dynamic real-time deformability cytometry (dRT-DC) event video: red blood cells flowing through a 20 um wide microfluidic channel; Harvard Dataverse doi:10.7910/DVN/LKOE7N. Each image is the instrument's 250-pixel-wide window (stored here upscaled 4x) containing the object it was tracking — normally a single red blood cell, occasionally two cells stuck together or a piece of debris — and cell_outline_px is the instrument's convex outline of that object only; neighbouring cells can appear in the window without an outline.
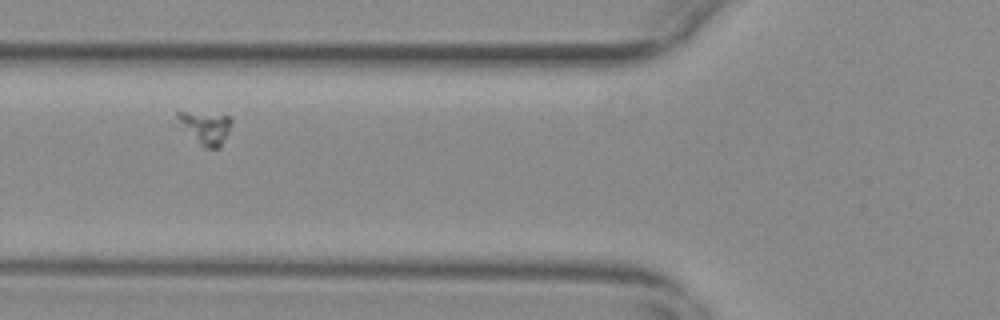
{"species": "common noctule bat (a hibernating species)", "species_latin": "Nyctalus noctula", "temperature_condition": "warm", "stored_images_in_passage": 20, "camera_frame_rate_fps": 3000, "um_per_image_px": 0.085, "animal": {"sex": "female", "body_mass_g": 29.2, "forearm_length_mm": 56.3}, "frame": {"image": 1, "passage_image": 10, "time_ms": 3.0, "image_size_px": [1000, 320], "cell_outline_px": [[232, 124], [220, 148], [208, 148], [200, 144], [172, 124], [176, 112], [188, 112], [228, 116], [232, 120]], "centroid_in_image_um": [17.33, 10.85], "position_along_channel_um": 108.5, "area_um2": 10.69}}
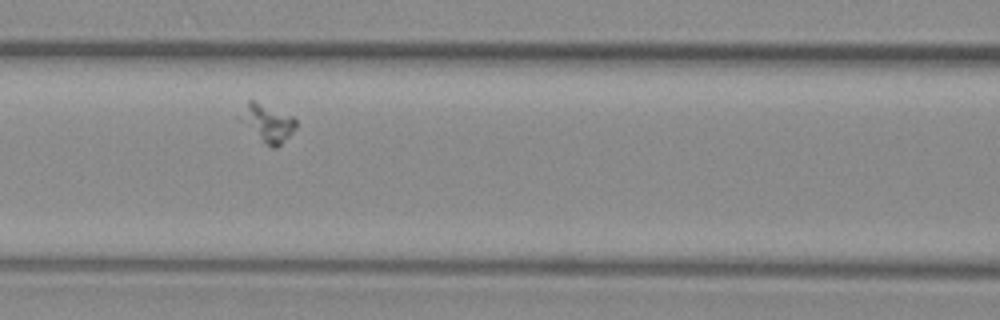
{"frame": {"image": 2, "passage_image": 13, "time_ms": 4.0, "image_size_px": [1000, 320], "cell_outline_px": [[296, 128], [276, 148], [272, 148], [264, 144], [236, 116], [248, 100], [252, 100], [292, 116], [296, 120]], "centroid_in_image_um": [22.69, 10.46], "position_along_channel_um": 143.9, "area_um2": 12.08}}
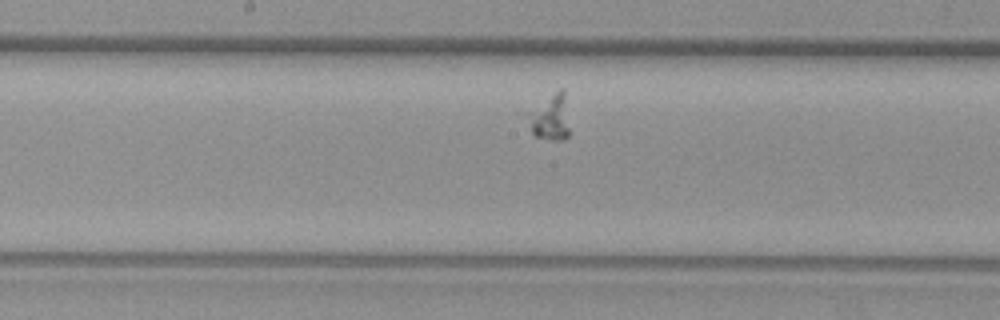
{"frame": {"image": 3, "passage_image": 18, "time_ms": 5.667, "image_size_px": [1000, 320], "cell_outline_px": [[568, 136], [564, 140], [552, 140], [536, 136], [532, 132], [516, 112], [560, 88], [564, 88], [568, 128]], "centroid_in_image_um": [46.54, 9.9], "position_along_channel_um": 201.7, "area_um2": 12.6}}